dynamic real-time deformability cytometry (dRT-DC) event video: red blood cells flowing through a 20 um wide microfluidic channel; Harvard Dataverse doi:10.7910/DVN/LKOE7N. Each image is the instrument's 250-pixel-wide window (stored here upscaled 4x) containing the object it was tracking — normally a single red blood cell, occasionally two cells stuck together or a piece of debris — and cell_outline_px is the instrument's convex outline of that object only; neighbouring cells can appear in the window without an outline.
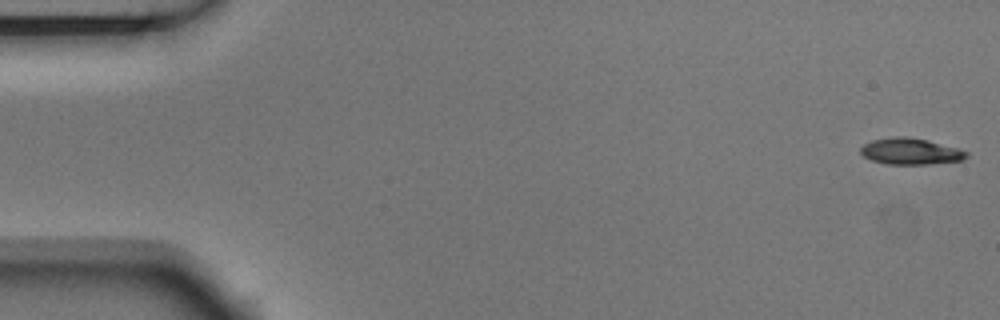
{"species": "Egyptian fruit bat (a non-hibernating species)", "species_latin": "Rousettus aegyptiacus", "temperature_condition": "room temperature", "stored_images_in_passage": 6, "camera_frame_rate_fps": 3000, "um_per_image_px": 0.085, "animal": {"sex": "male"}, "frame": {"image": 1, "passage_image": 1, "time_ms": 0.0, "image_size_px": [1000, 320], "cell_outline_px": [[968, 156], [960, 160], [928, 164], [888, 164], [872, 160], [864, 156], [860, 152], [860, 148], [864, 144], [872, 140], [896, 136], [904, 136], [928, 140], [956, 148], [968, 152]], "centroid_in_image_um": [77.37, 12.86], "position_along_channel_um": 7.6, "area_um2": 16.01}}
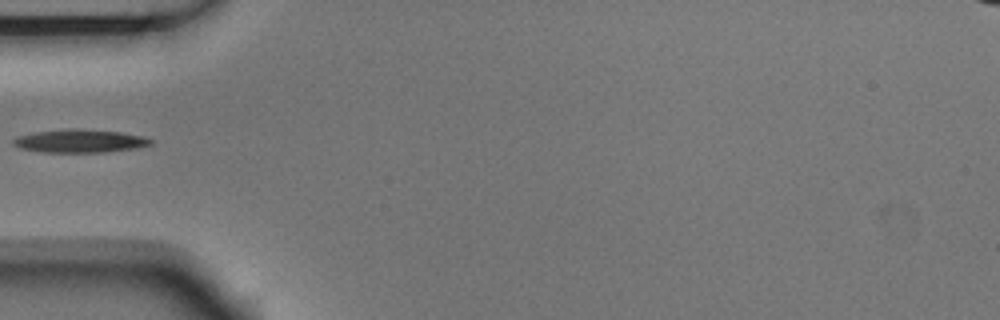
{"frame": {"image": 2, "passage_image": 5, "time_ms": 1.333, "image_size_px": [1000, 320], "cell_outline_px": [[152, 144], [136, 148], [104, 152], [40, 152], [20, 148], [12, 144], [12, 140], [16, 136], [36, 132], [68, 128], [76, 128], [120, 132], [144, 136], [152, 140]], "centroid_in_image_um": [6.76, 11.98], "position_along_channel_um": 78.2, "area_um2": 18.61}}
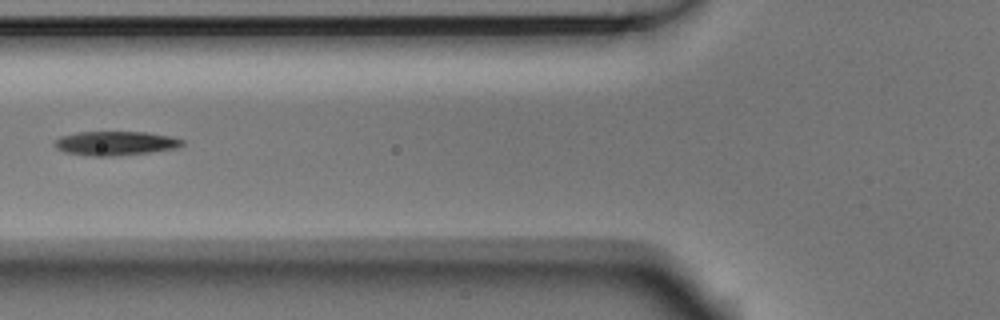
{"frame": {"image": 3, "passage_image": 6, "time_ms": 1.667, "image_size_px": [1000, 320], "cell_outline_px": [[184, 144], [176, 148], [152, 152], [112, 156], [84, 156], [64, 152], [56, 148], [52, 144], [60, 136], [76, 132], [148, 132], [172, 136], [184, 140]], "centroid_in_image_um": [9.79, 12.18], "position_along_channel_um": 116.0, "area_um2": 18.21}}